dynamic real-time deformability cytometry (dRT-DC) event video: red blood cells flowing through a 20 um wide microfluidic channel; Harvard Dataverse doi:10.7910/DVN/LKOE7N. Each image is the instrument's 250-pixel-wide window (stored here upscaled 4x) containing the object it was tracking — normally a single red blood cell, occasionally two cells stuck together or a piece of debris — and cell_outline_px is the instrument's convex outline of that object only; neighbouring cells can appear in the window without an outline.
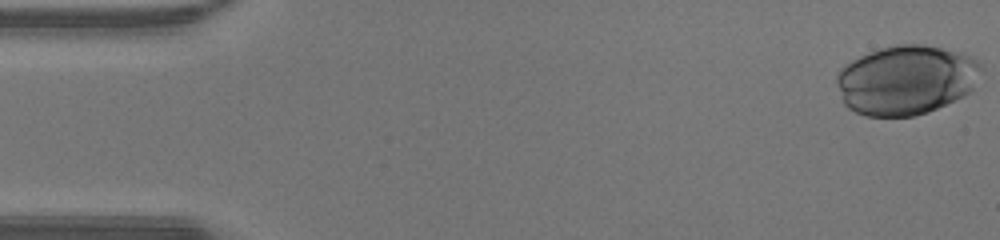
{"species": "human", "species_latin": "Homo sapiens", "temperature_condition": "warm", "stored_images_in_passage": 37, "camera_frame_rate_fps": 3000, "um_per_image_px": 0.085, "donor": {"sex": "male"}, "frame": {"image": 1, "passage_image": 1, "time_ms": 0.0, "image_size_px": [1000, 240], "cell_outline_px": [[984, 68], [972, 88], [964, 96], [928, 112], [916, 116], [864, 116], [848, 108], [844, 104], [836, 84], [836, 76], [840, 68], [852, 60], [868, 52], [880, 48], [896, 44], [920, 44], [964, 52], [984, 64]], "centroid_in_image_um": [77.04, 6.78], "position_along_channel_um": 8.0, "area_um2": 59.01}}
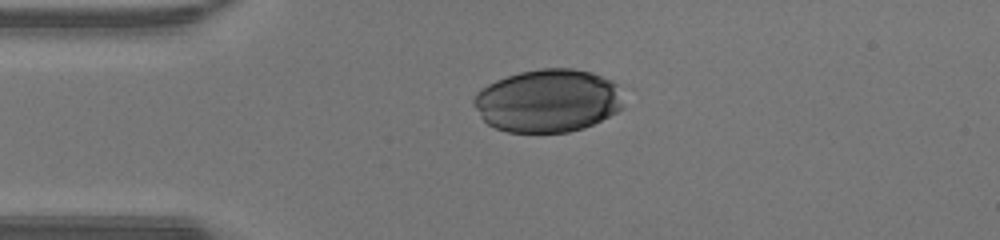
{"frame": {"image": 2, "passage_image": 11, "time_ms": 3.333, "image_size_px": [1000, 240], "cell_outline_px": [[624, 108], [584, 128], [568, 132], [508, 132], [496, 128], [488, 124], [480, 116], [472, 104], [472, 100], [476, 92], [488, 84], [496, 80], [520, 72], [540, 68], [572, 68], [592, 72], [612, 80], [616, 84]], "centroid_in_image_um": [46.55, 8.55], "position_along_channel_um": 38.5, "area_um2": 55.03}}
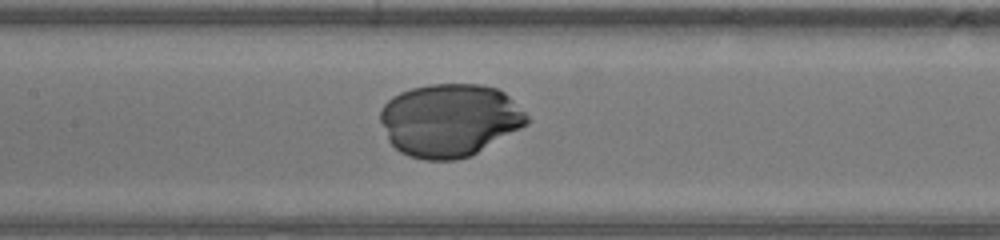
{"frame": {"image": 3, "passage_image": 22, "time_ms": 7.0, "image_size_px": [1000, 240], "cell_outline_px": [[532, 120], [528, 124], [472, 156], [456, 160], [424, 160], [408, 156], [400, 152], [388, 140], [380, 120], [380, 108], [392, 96], [400, 92], [412, 88], [432, 84], [480, 84], [496, 88], [504, 92]], "centroid_in_image_um": [38.22, 10.22], "position_along_channel_um": 169.2, "area_um2": 62.54}}